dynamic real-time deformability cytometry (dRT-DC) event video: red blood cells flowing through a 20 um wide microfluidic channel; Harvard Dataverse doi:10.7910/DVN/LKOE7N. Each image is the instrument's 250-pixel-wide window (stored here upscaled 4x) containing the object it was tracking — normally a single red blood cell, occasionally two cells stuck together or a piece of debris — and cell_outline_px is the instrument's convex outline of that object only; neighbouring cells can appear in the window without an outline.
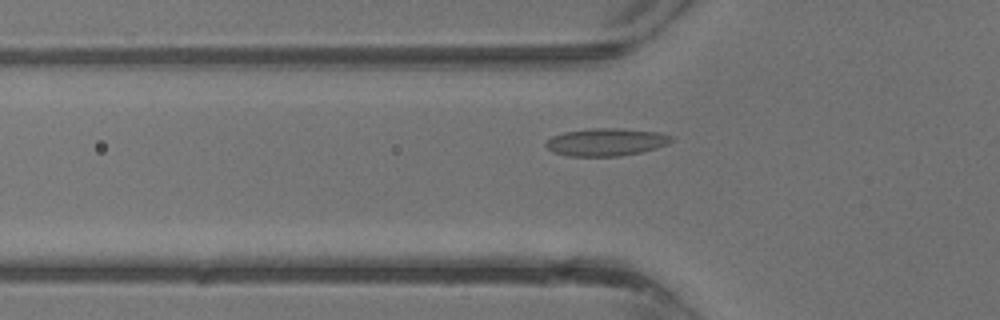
{"species": "common noctule bat (a hibernating species)", "species_latin": "Nyctalus noctula", "temperature_condition": "warm", "stored_images_in_passage": 39, "camera_frame_rate_fps": 3000, "um_per_image_px": 0.085, "animal": {"sex": "male", "body_mass_g": 13.3}, "frame": {"image": 1, "passage_image": 14, "time_ms": 4.333, "image_size_px": [1000, 320], "cell_outline_px": [[672, 140], [668, 144], [656, 148], [640, 152], [620, 156], [568, 156], [552, 152], [544, 144], [552, 136], [564, 132], [592, 128], [616, 128], [660, 132], [672, 136]], "centroid_in_image_um": [51.51, 12.07], "position_along_channel_um": 74.3, "area_um2": 20.17}}
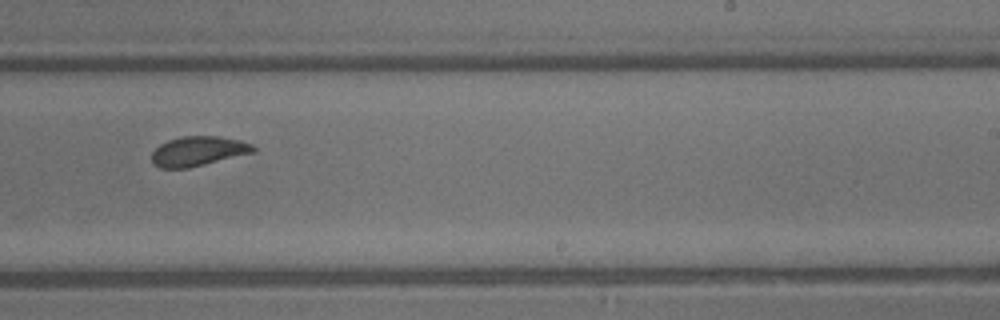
{"frame": {"image": 2, "passage_image": 25, "time_ms": 8.0, "image_size_px": [1000, 320], "cell_outline_px": [[256, 152], [188, 168], [160, 168], [152, 164], [152, 152], [160, 144], [168, 140], [180, 136], [220, 136], [240, 140], [252, 144], [256, 148]], "centroid_in_image_um": [16.85, 12.84], "position_along_channel_um": 272.1, "area_um2": 17.69}}
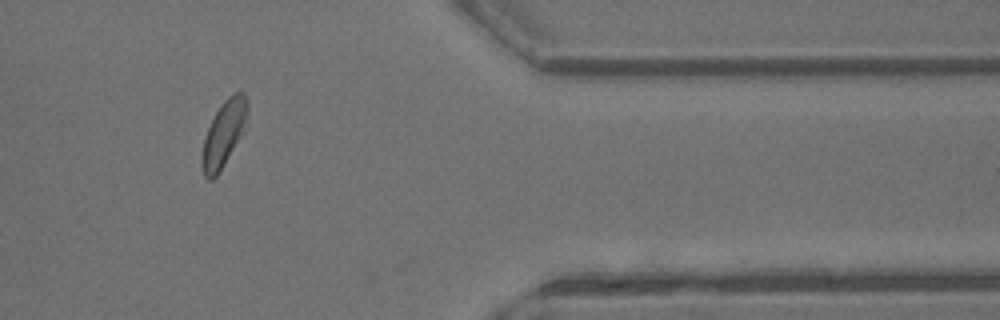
{"frame": {"image": 3, "passage_image": 33, "time_ms": 10.667, "image_size_px": [1000, 320], "cell_outline_px": [[248, 108], [240, 136], [220, 172], [212, 180], [208, 180], [204, 176], [200, 164], [200, 156], [204, 136], [216, 112], [224, 100], [228, 96], [236, 92], [244, 92], [248, 100]], "centroid_in_image_um": [18.97, 11.4], "position_along_channel_um": 392.4, "area_um2": 17.28}}